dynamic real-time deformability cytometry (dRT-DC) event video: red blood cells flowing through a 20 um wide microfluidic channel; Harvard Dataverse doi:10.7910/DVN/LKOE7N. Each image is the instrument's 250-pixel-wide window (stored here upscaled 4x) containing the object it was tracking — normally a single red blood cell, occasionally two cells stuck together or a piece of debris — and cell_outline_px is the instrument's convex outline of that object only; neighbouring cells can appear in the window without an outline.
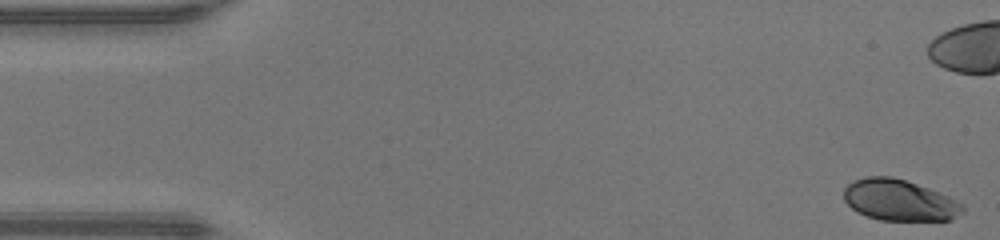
{"species": "human", "species_latin": "Homo sapiens", "temperature_condition": "warm", "stored_images_in_passage": 48, "camera_frame_rate_fps": 3000, "um_per_image_px": 0.085, "donor": {"sex": "male"}, "frame": {"image": 1, "passage_image": 1, "time_ms": 0.0, "image_size_px": [1000, 240], "cell_outline_px": [[964, 212], [952, 220], [880, 220], [856, 212], [844, 200], [844, 188], [848, 184], [856, 180], [868, 176], [892, 176], [928, 188], [948, 196], [964, 204]], "centroid_in_image_um": [76.46, 17.02], "position_along_channel_um": 8.5, "area_um2": 28.44}}
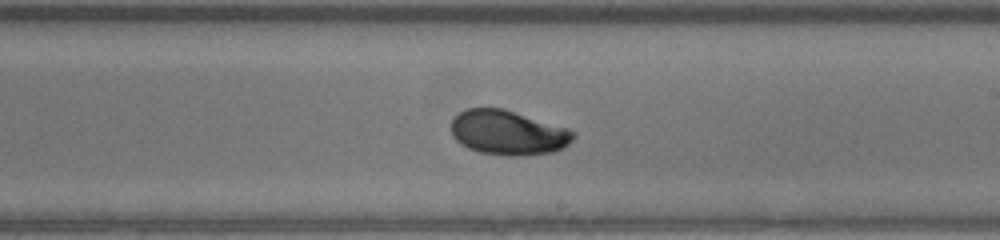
{"frame": {"image": 2, "passage_image": 27, "time_ms": 8.667, "image_size_px": [1000, 240], "cell_outline_px": [[576, 136], [568, 144], [552, 152], [520, 156], [508, 156], [480, 152], [468, 148], [460, 144], [452, 136], [452, 120], [460, 112], [468, 108], [504, 108], [568, 128], [576, 132]], "centroid_in_image_um": [43.19, 11.27], "position_along_channel_um": 245.8, "area_um2": 31.79}}
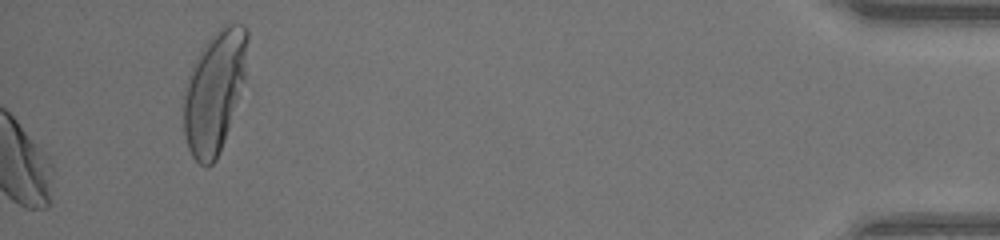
{"frame": {"image": 3, "passage_image": 48, "time_ms": 15.667, "image_size_px": [1000, 240], "cell_outline_px": [[248, 40], [244, 80], [224, 140], [216, 160], [208, 168], [204, 168], [192, 156], [188, 148], [184, 136], [184, 92], [188, 76], [204, 44], [228, 20], [232, 20], [244, 24], [248, 28]], "centroid_in_image_um": [18.23, 7.75], "position_along_channel_um": 417.0, "area_um2": 45.03}, "authors_computed_cell_mechanics": {"area_um2": 30.6629, "velocity_mm_per_s": 4.3696, "shape_relaxation_time_tau1_ms": 3.2724, "shape_relaxation_time_tau2_ms": 1.0111, "deformation_change_tau1": 0.128, "deformation_change_tau2": 0.0368}}